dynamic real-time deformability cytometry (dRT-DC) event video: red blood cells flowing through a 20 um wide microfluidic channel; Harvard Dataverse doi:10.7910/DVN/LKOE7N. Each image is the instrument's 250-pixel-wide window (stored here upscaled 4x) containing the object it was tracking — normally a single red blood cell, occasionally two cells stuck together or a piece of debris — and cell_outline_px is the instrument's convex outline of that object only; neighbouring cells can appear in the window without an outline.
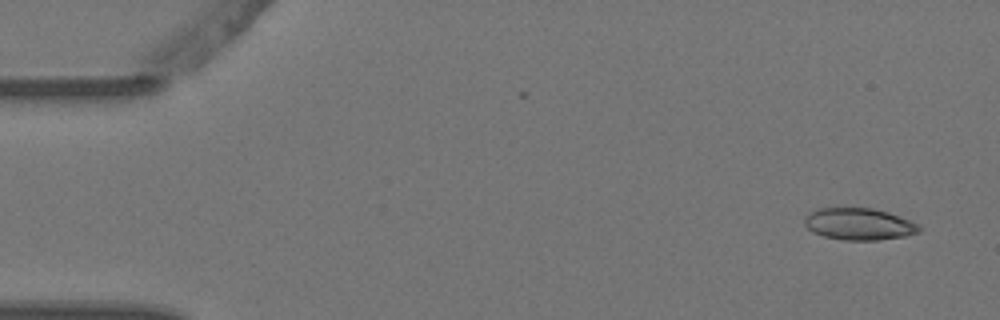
{"species": "Egyptian fruit bat (a non-hibernating species)", "species_latin": "Rousettus aegyptiacus", "temperature_condition": "warm", "stored_images_in_passage": 6, "camera_frame_rate_fps": 3000, "um_per_image_px": 0.085, "animal": {"sex": "female"}, "frame": {"image": 1, "passage_image": 1, "time_ms": 0.0, "image_size_px": [1000, 320], "cell_outline_px": [[920, 232], [904, 236], [876, 240], [844, 240], [824, 236], [812, 232], [804, 224], [804, 220], [808, 212], [820, 208], [872, 208], [888, 212], [920, 224]], "centroid_in_image_um": [73.01, 19.04], "position_along_channel_um": 12.0, "area_um2": 21.27}}
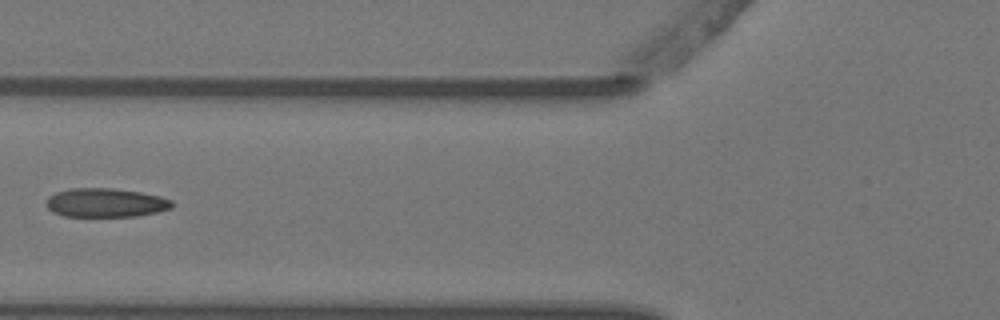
{"frame": {"image": 2, "passage_image": 6, "time_ms": 1.667, "image_size_px": [1000, 320], "cell_outline_px": [[172, 208], [156, 212], [136, 216], [64, 216], [52, 212], [44, 204], [48, 196], [56, 192], [72, 188], [112, 188], [140, 192], [160, 196], [172, 200]], "centroid_in_image_um": [8.94, 17.23], "position_along_channel_um": 116.9, "area_um2": 21.21}}